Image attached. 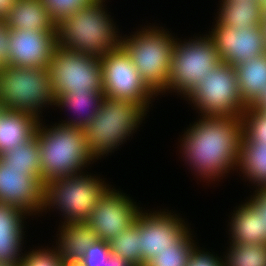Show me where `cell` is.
I'll return each mask as SVG.
<instances>
[{
	"mask_svg": "<svg viewBox=\"0 0 266 266\" xmlns=\"http://www.w3.org/2000/svg\"><path fill=\"white\" fill-rule=\"evenodd\" d=\"M242 139L241 116H204L182 141L185 156L198 173L215 178L238 165Z\"/></svg>",
	"mask_w": 266,
	"mask_h": 266,
	"instance_id": "1",
	"label": "cell"
},
{
	"mask_svg": "<svg viewBox=\"0 0 266 266\" xmlns=\"http://www.w3.org/2000/svg\"><path fill=\"white\" fill-rule=\"evenodd\" d=\"M103 0L80 8L57 24L58 45L81 54L103 57L117 48L113 25L102 9Z\"/></svg>",
	"mask_w": 266,
	"mask_h": 266,
	"instance_id": "2",
	"label": "cell"
},
{
	"mask_svg": "<svg viewBox=\"0 0 266 266\" xmlns=\"http://www.w3.org/2000/svg\"><path fill=\"white\" fill-rule=\"evenodd\" d=\"M47 130L44 127L41 129L38 123L35 132L40 147L43 183L75 175L87 161L94 159L88 150L82 128L64 123Z\"/></svg>",
	"mask_w": 266,
	"mask_h": 266,
	"instance_id": "3",
	"label": "cell"
},
{
	"mask_svg": "<svg viewBox=\"0 0 266 266\" xmlns=\"http://www.w3.org/2000/svg\"><path fill=\"white\" fill-rule=\"evenodd\" d=\"M146 110L129 100L104 96L93 119L82 129L93 157L104 155L131 134Z\"/></svg>",
	"mask_w": 266,
	"mask_h": 266,
	"instance_id": "4",
	"label": "cell"
},
{
	"mask_svg": "<svg viewBox=\"0 0 266 266\" xmlns=\"http://www.w3.org/2000/svg\"><path fill=\"white\" fill-rule=\"evenodd\" d=\"M55 103L47 68L8 65L0 69V103L5 109L29 113L38 118V107Z\"/></svg>",
	"mask_w": 266,
	"mask_h": 266,
	"instance_id": "5",
	"label": "cell"
},
{
	"mask_svg": "<svg viewBox=\"0 0 266 266\" xmlns=\"http://www.w3.org/2000/svg\"><path fill=\"white\" fill-rule=\"evenodd\" d=\"M145 30L137 33V37L121 40L120 45L128 53L141 78L157 93L165 90L168 85L176 42L167 33L164 34V31Z\"/></svg>",
	"mask_w": 266,
	"mask_h": 266,
	"instance_id": "6",
	"label": "cell"
},
{
	"mask_svg": "<svg viewBox=\"0 0 266 266\" xmlns=\"http://www.w3.org/2000/svg\"><path fill=\"white\" fill-rule=\"evenodd\" d=\"M95 178L64 176L44 183L43 207L56 204L67 214L66 223L86 222L98 201L110 190Z\"/></svg>",
	"mask_w": 266,
	"mask_h": 266,
	"instance_id": "7",
	"label": "cell"
},
{
	"mask_svg": "<svg viewBox=\"0 0 266 266\" xmlns=\"http://www.w3.org/2000/svg\"><path fill=\"white\" fill-rule=\"evenodd\" d=\"M55 98L61 94L103 91L100 60L57 45L47 67Z\"/></svg>",
	"mask_w": 266,
	"mask_h": 266,
	"instance_id": "8",
	"label": "cell"
},
{
	"mask_svg": "<svg viewBox=\"0 0 266 266\" xmlns=\"http://www.w3.org/2000/svg\"><path fill=\"white\" fill-rule=\"evenodd\" d=\"M200 39L185 44L175 43L165 89L173 88L189 95L208 76L209 71L221 63L212 38Z\"/></svg>",
	"mask_w": 266,
	"mask_h": 266,
	"instance_id": "9",
	"label": "cell"
},
{
	"mask_svg": "<svg viewBox=\"0 0 266 266\" xmlns=\"http://www.w3.org/2000/svg\"><path fill=\"white\" fill-rule=\"evenodd\" d=\"M205 116H241L247 108L234 66L221 62L188 95Z\"/></svg>",
	"mask_w": 266,
	"mask_h": 266,
	"instance_id": "10",
	"label": "cell"
},
{
	"mask_svg": "<svg viewBox=\"0 0 266 266\" xmlns=\"http://www.w3.org/2000/svg\"><path fill=\"white\" fill-rule=\"evenodd\" d=\"M99 60L104 96L129 100L146 110L154 91L141 78L125 49L119 45Z\"/></svg>",
	"mask_w": 266,
	"mask_h": 266,
	"instance_id": "11",
	"label": "cell"
},
{
	"mask_svg": "<svg viewBox=\"0 0 266 266\" xmlns=\"http://www.w3.org/2000/svg\"><path fill=\"white\" fill-rule=\"evenodd\" d=\"M213 30L210 37L223 63L237 66L266 53V35L262 26L236 31L217 21Z\"/></svg>",
	"mask_w": 266,
	"mask_h": 266,
	"instance_id": "12",
	"label": "cell"
},
{
	"mask_svg": "<svg viewBox=\"0 0 266 266\" xmlns=\"http://www.w3.org/2000/svg\"><path fill=\"white\" fill-rule=\"evenodd\" d=\"M138 214L139 210L128 197L111 190L98 201L86 222L98 240L109 242L132 226Z\"/></svg>",
	"mask_w": 266,
	"mask_h": 266,
	"instance_id": "13",
	"label": "cell"
},
{
	"mask_svg": "<svg viewBox=\"0 0 266 266\" xmlns=\"http://www.w3.org/2000/svg\"><path fill=\"white\" fill-rule=\"evenodd\" d=\"M134 224L140 229L142 266L160 252L172 248L187 232L181 220L165 213L148 216L139 211Z\"/></svg>",
	"mask_w": 266,
	"mask_h": 266,
	"instance_id": "14",
	"label": "cell"
},
{
	"mask_svg": "<svg viewBox=\"0 0 266 266\" xmlns=\"http://www.w3.org/2000/svg\"><path fill=\"white\" fill-rule=\"evenodd\" d=\"M57 45V32L11 30L9 64L22 68H47Z\"/></svg>",
	"mask_w": 266,
	"mask_h": 266,
	"instance_id": "15",
	"label": "cell"
},
{
	"mask_svg": "<svg viewBox=\"0 0 266 266\" xmlns=\"http://www.w3.org/2000/svg\"><path fill=\"white\" fill-rule=\"evenodd\" d=\"M44 183L25 169L8 167L0 159V202L29 213L43 208ZM29 210V211H28Z\"/></svg>",
	"mask_w": 266,
	"mask_h": 266,
	"instance_id": "16",
	"label": "cell"
},
{
	"mask_svg": "<svg viewBox=\"0 0 266 266\" xmlns=\"http://www.w3.org/2000/svg\"><path fill=\"white\" fill-rule=\"evenodd\" d=\"M5 21L10 30L57 32V24L42 0H16Z\"/></svg>",
	"mask_w": 266,
	"mask_h": 266,
	"instance_id": "17",
	"label": "cell"
},
{
	"mask_svg": "<svg viewBox=\"0 0 266 266\" xmlns=\"http://www.w3.org/2000/svg\"><path fill=\"white\" fill-rule=\"evenodd\" d=\"M37 119L29 113L4 109L0 115V155L31 139L39 123Z\"/></svg>",
	"mask_w": 266,
	"mask_h": 266,
	"instance_id": "18",
	"label": "cell"
},
{
	"mask_svg": "<svg viewBox=\"0 0 266 266\" xmlns=\"http://www.w3.org/2000/svg\"><path fill=\"white\" fill-rule=\"evenodd\" d=\"M23 212L25 211L16 206L0 202V263L21 261L19 251L23 234L21 228Z\"/></svg>",
	"mask_w": 266,
	"mask_h": 266,
	"instance_id": "19",
	"label": "cell"
},
{
	"mask_svg": "<svg viewBox=\"0 0 266 266\" xmlns=\"http://www.w3.org/2000/svg\"><path fill=\"white\" fill-rule=\"evenodd\" d=\"M232 245L266 244V229L260 209L250 200L232 217Z\"/></svg>",
	"mask_w": 266,
	"mask_h": 266,
	"instance_id": "20",
	"label": "cell"
},
{
	"mask_svg": "<svg viewBox=\"0 0 266 266\" xmlns=\"http://www.w3.org/2000/svg\"><path fill=\"white\" fill-rule=\"evenodd\" d=\"M243 102L251 106L266 89V53L234 66Z\"/></svg>",
	"mask_w": 266,
	"mask_h": 266,
	"instance_id": "21",
	"label": "cell"
},
{
	"mask_svg": "<svg viewBox=\"0 0 266 266\" xmlns=\"http://www.w3.org/2000/svg\"><path fill=\"white\" fill-rule=\"evenodd\" d=\"M61 231L58 253L64 263L81 261L87 248L97 240L87 222L67 223Z\"/></svg>",
	"mask_w": 266,
	"mask_h": 266,
	"instance_id": "22",
	"label": "cell"
},
{
	"mask_svg": "<svg viewBox=\"0 0 266 266\" xmlns=\"http://www.w3.org/2000/svg\"><path fill=\"white\" fill-rule=\"evenodd\" d=\"M221 7L218 21L236 31L262 25V11L258 0H224Z\"/></svg>",
	"mask_w": 266,
	"mask_h": 266,
	"instance_id": "23",
	"label": "cell"
},
{
	"mask_svg": "<svg viewBox=\"0 0 266 266\" xmlns=\"http://www.w3.org/2000/svg\"><path fill=\"white\" fill-rule=\"evenodd\" d=\"M238 164L254 183L266 187V142H249L243 136Z\"/></svg>",
	"mask_w": 266,
	"mask_h": 266,
	"instance_id": "24",
	"label": "cell"
},
{
	"mask_svg": "<svg viewBox=\"0 0 266 266\" xmlns=\"http://www.w3.org/2000/svg\"><path fill=\"white\" fill-rule=\"evenodd\" d=\"M104 97L103 91H85V92H72L69 94H61L55 98V104L67 106L69 109H73L76 112L84 114L83 110L86 111L85 116L78 117L79 121H71L65 123L70 126L83 128L88 122H90L96 115L100 108V104ZM90 108V109H89ZM88 111H87V110ZM92 109V110H91ZM80 115V114H79ZM82 118V119H81Z\"/></svg>",
	"mask_w": 266,
	"mask_h": 266,
	"instance_id": "25",
	"label": "cell"
},
{
	"mask_svg": "<svg viewBox=\"0 0 266 266\" xmlns=\"http://www.w3.org/2000/svg\"><path fill=\"white\" fill-rule=\"evenodd\" d=\"M0 159L8 167L25 169V173L41 178V154L35 135L27 142L17 145L12 151L0 155Z\"/></svg>",
	"mask_w": 266,
	"mask_h": 266,
	"instance_id": "26",
	"label": "cell"
},
{
	"mask_svg": "<svg viewBox=\"0 0 266 266\" xmlns=\"http://www.w3.org/2000/svg\"><path fill=\"white\" fill-rule=\"evenodd\" d=\"M140 239V229L133 224L108 242L110 251L120 255L133 266H142Z\"/></svg>",
	"mask_w": 266,
	"mask_h": 266,
	"instance_id": "27",
	"label": "cell"
},
{
	"mask_svg": "<svg viewBox=\"0 0 266 266\" xmlns=\"http://www.w3.org/2000/svg\"><path fill=\"white\" fill-rule=\"evenodd\" d=\"M188 233L187 231L172 248L160 252L144 266H187L194 249Z\"/></svg>",
	"mask_w": 266,
	"mask_h": 266,
	"instance_id": "28",
	"label": "cell"
},
{
	"mask_svg": "<svg viewBox=\"0 0 266 266\" xmlns=\"http://www.w3.org/2000/svg\"><path fill=\"white\" fill-rule=\"evenodd\" d=\"M223 266H266V244L232 245Z\"/></svg>",
	"mask_w": 266,
	"mask_h": 266,
	"instance_id": "29",
	"label": "cell"
},
{
	"mask_svg": "<svg viewBox=\"0 0 266 266\" xmlns=\"http://www.w3.org/2000/svg\"><path fill=\"white\" fill-rule=\"evenodd\" d=\"M243 136L249 142H266V113L251 106L241 114Z\"/></svg>",
	"mask_w": 266,
	"mask_h": 266,
	"instance_id": "30",
	"label": "cell"
},
{
	"mask_svg": "<svg viewBox=\"0 0 266 266\" xmlns=\"http://www.w3.org/2000/svg\"><path fill=\"white\" fill-rule=\"evenodd\" d=\"M96 0H42L49 10L52 20L58 24L65 17L74 14L77 10L85 7Z\"/></svg>",
	"mask_w": 266,
	"mask_h": 266,
	"instance_id": "31",
	"label": "cell"
},
{
	"mask_svg": "<svg viewBox=\"0 0 266 266\" xmlns=\"http://www.w3.org/2000/svg\"><path fill=\"white\" fill-rule=\"evenodd\" d=\"M109 243L104 240H96L91 244L80 261L84 266H106L110 255Z\"/></svg>",
	"mask_w": 266,
	"mask_h": 266,
	"instance_id": "32",
	"label": "cell"
},
{
	"mask_svg": "<svg viewBox=\"0 0 266 266\" xmlns=\"http://www.w3.org/2000/svg\"><path fill=\"white\" fill-rule=\"evenodd\" d=\"M57 251H32L28 255L21 257L19 266H63L64 262L62 257L59 256Z\"/></svg>",
	"mask_w": 266,
	"mask_h": 266,
	"instance_id": "33",
	"label": "cell"
},
{
	"mask_svg": "<svg viewBox=\"0 0 266 266\" xmlns=\"http://www.w3.org/2000/svg\"><path fill=\"white\" fill-rule=\"evenodd\" d=\"M11 30L7 27L5 19H0V69L9 65V36Z\"/></svg>",
	"mask_w": 266,
	"mask_h": 266,
	"instance_id": "34",
	"label": "cell"
},
{
	"mask_svg": "<svg viewBox=\"0 0 266 266\" xmlns=\"http://www.w3.org/2000/svg\"><path fill=\"white\" fill-rule=\"evenodd\" d=\"M213 255H208V253L198 252L194 247L191 258L187 266H223V262L217 260Z\"/></svg>",
	"mask_w": 266,
	"mask_h": 266,
	"instance_id": "35",
	"label": "cell"
},
{
	"mask_svg": "<svg viewBox=\"0 0 266 266\" xmlns=\"http://www.w3.org/2000/svg\"><path fill=\"white\" fill-rule=\"evenodd\" d=\"M256 196V197H255ZM251 201L260 209V215L263 217L264 229H266V187L257 190V194Z\"/></svg>",
	"mask_w": 266,
	"mask_h": 266,
	"instance_id": "36",
	"label": "cell"
},
{
	"mask_svg": "<svg viewBox=\"0 0 266 266\" xmlns=\"http://www.w3.org/2000/svg\"><path fill=\"white\" fill-rule=\"evenodd\" d=\"M106 266H133L127 260H124L120 255L110 253L107 259Z\"/></svg>",
	"mask_w": 266,
	"mask_h": 266,
	"instance_id": "37",
	"label": "cell"
},
{
	"mask_svg": "<svg viewBox=\"0 0 266 266\" xmlns=\"http://www.w3.org/2000/svg\"><path fill=\"white\" fill-rule=\"evenodd\" d=\"M16 0H0V19H5Z\"/></svg>",
	"mask_w": 266,
	"mask_h": 266,
	"instance_id": "38",
	"label": "cell"
},
{
	"mask_svg": "<svg viewBox=\"0 0 266 266\" xmlns=\"http://www.w3.org/2000/svg\"><path fill=\"white\" fill-rule=\"evenodd\" d=\"M252 108L264 111L266 109V89L260 97L251 105Z\"/></svg>",
	"mask_w": 266,
	"mask_h": 266,
	"instance_id": "39",
	"label": "cell"
},
{
	"mask_svg": "<svg viewBox=\"0 0 266 266\" xmlns=\"http://www.w3.org/2000/svg\"><path fill=\"white\" fill-rule=\"evenodd\" d=\"M63 266H84L80 261H77V262H67V263H64Z\"/></svg>",
	"mask_w": 266,
	"mask_h": 266,
	"instance_id": "40",
	"label": "cell"
},
{
	"mask_svg": "<svg viewBox=\"0 0 266 266\" xmlns=\"http://www.w3.org/2000/svg\"><path fill=\"white\" fill-rule=\"evenodd\" d=\"M264 30H266V10L262 12V25Z\"/></svg>",
	"mask_w": 266,
	"mask_h": 266,
	"instance_id": "41",
	"label": "cell"
},
{
	"mask_svg": "<svg viewBox=\"0 0 266 266\" xmlns=\"http://www.w3.org/2000/svg\"><path fill=\"white\" fill-rule=\"evenodd\" d=\"M258 3L261 6V11H265L266 10V0H258Z\"/></svg>",
	"mask_w": 266,
	"mask_h": 266,
	"instance_id": "42",
	"label": "cell"
},
{
	"mask_svg": "<svg viewBox=\"0 0 266 266\" xmlns=\"http://www.w3.org/2000/svg\"><path fill=\"white\" fill-rule=\"evenodd\" d=\"M0 266H19V263H9V264L0 263Z\"/></svg>",
	"mask_w": 266,
	"mask_h": 266,
	"instance_id": "43",
	"label": "cell"
},
{
	"mask_svg": "<svg viewBox=\"0 0 266 266\" xmlns=\"http://www.w3.org/2000/svg\"><path fill=\"white\" fill-rule=\"evenodd\" d=\"M4 106L0 103V115L2 114V112L4 111Z\"/></svg>",
	"mask_w": 266,
	"mask_h": 266,
	"instance_id": "44",
	"label": "cell"
}]
</instances>
